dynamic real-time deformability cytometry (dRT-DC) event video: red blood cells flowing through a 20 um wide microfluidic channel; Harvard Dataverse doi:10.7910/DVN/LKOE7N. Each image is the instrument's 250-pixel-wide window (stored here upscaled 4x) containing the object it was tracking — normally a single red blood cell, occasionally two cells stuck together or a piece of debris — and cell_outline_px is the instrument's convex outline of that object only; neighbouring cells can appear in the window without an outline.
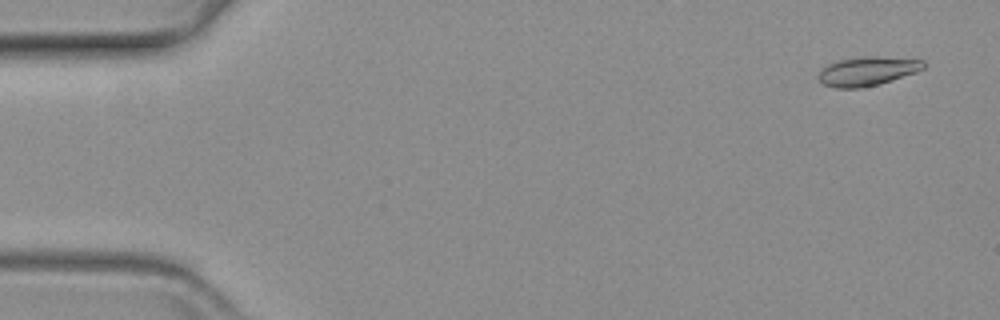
{"species": "common noctule bat (a hibernating species)", "species_latin": "Nyctalus noctula", "temperature_condition": "warm", "stored_images_in_passage": 55, "camera_frame_rate_fps": 3000, "um_per_image_px": 0.085, "animal": {"sex": "female", "body_mass_g": 19.3, "forearm_length_mm": 54.1}, "frame": {"image": 1, "passage_image": 3, "time_ms": 0.667, "image_size_px": [1000, 320], "cell_outline_px": [[924, 68], [916, 72], [880, 84], [860, 88], [836, 88], [824, 84], [816, 76], [820, 68], [836, 60], [860, 56], [880, 56], [924, 60]], "centroid_in_image_um": [73.68, 6.04], "position_along_channel_um": 11.3, "area_um2": 18.03}}
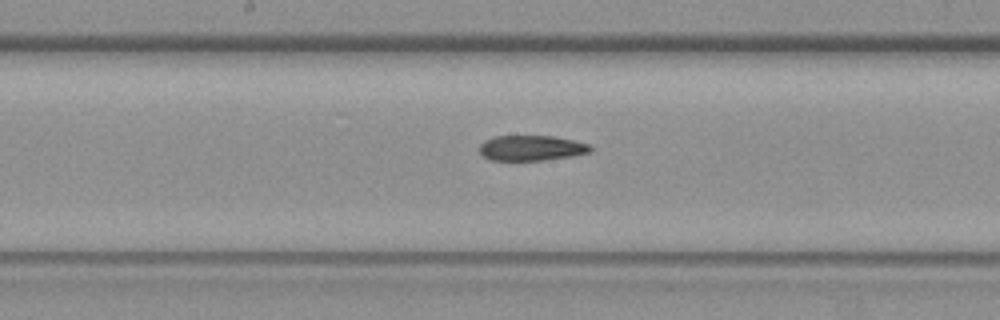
{"frame": {"image": 2, "passage_image": 30, "time_ms": 9.667, "image_size_px": [1000, 320], "cell_outline_px": [[592, 148], [588, 152], [572, 156], [544, 160], [492, 160], [484, 156], [480, 152], [480, 144], [484, 140], [496, 136], [556, 136], [592, 144]], "centroid_in_image_um": [45.19, 12.57], "position_along_channel_um": 203.0, "area_um2": 16.36}}
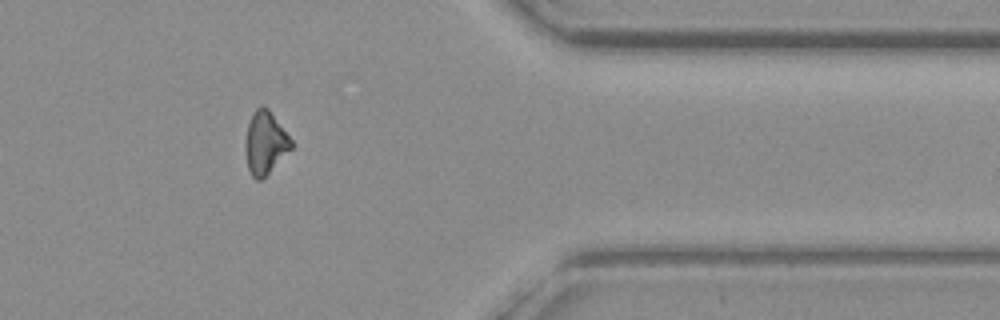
{"frame": {"image": 3, "passage_image": 48, "time_ms": 15.667, "image_size_px": [1000, 320], "cell_outline_px": [[292, 148], [260, 180], [256, 180], [252, 176], [248, 168], [244, 148], [244, 144], [248, 124], [252, 112], [260, 104], [264, 104], [268, 108], [292, 140]], "centroid_in_image_um": [22.51, 12.09], "position_along_channel_um": 388.9, "area_um2": 16.7}}